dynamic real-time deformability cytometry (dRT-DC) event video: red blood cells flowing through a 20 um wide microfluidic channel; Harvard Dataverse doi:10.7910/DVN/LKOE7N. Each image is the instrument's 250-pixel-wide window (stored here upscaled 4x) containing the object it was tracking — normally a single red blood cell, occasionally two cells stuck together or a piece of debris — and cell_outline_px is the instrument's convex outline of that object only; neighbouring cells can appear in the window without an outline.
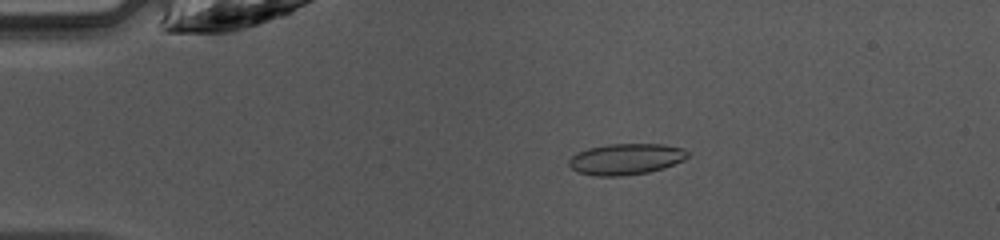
{"species": "common noctule bat (a hibernating species)", "species_latin": "Nyctalus noctula", "temperature_condition": "warm", "stored_images_in_passage": 48, "camera_frame_rate_fps": 3000, "um_per_image_px": 0.085, "animal": {"sex": "female", "body_mass_g": 10.0, "forearm_length_mm": 53.1}, "frame": {"image": 1, "passage_image": 10, "time_ms": 3.0, "image_size_px": [1000, 240], "cell_outline_px": [[688, 156], [684, 160], [664, 168], [648, 172], [624, 176], [596, 176], [580, 172], [572, 168], [568, 164], [568, 160], [576, 152], [588, 148], [608, 144], [664, 144], [684, 148], [688, 152]], "centroid_in_image_um": [53.21, 13.52], "position_along_channel_um": 31.8, "area_um2": 21.62}}
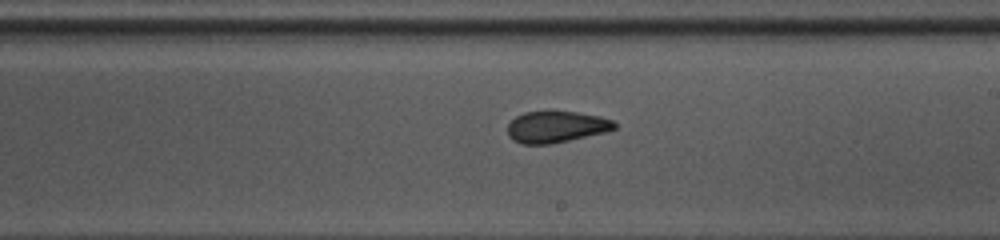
{"frame": {"image": 2, "passage_image": 28, "time_ms": 9.0, "image_size_px": [1000, 240], "cell_outline_px": [[616, 128], [608, 132], [552, 144], [520, 144], [512, 140], [508, 136], [508, 124], [516, 116], [524, 112], [548, 108], [552, 108], [600, 116], [612, 120], [616, 124]], "centroid_in_image_um": [47.26, 10.75], "position_along_channel_um": 241.7, "area_um2": 20.52}}
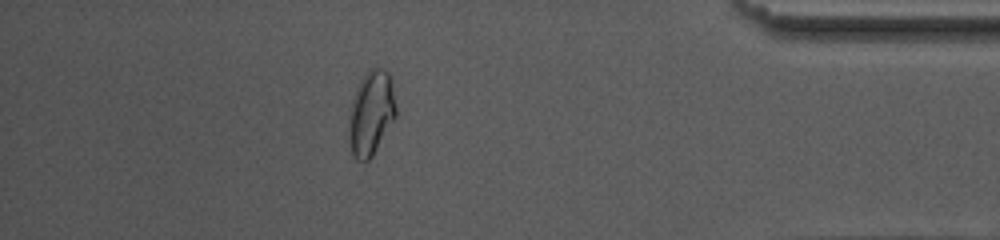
{"frame": {"image": 3, "passage_image": 42, "time_ms": 13.667, "image_size_px": [1000, 240], "cell_outline_px": [[396, 116], [372, 156], [364, 164], [356, 160], [352, 156], [348, 120], [348, 116], [352, 100], [356, 88], [360, 80], [372, 64], [384, 68], [388, 72], [392, 80], [396, 108]], "centroid_in_image_um": [31.54, 9.57], "position_along_channel_um": 403.7, "area_um2": 23.58}, "authors_computed_cell_mechanics": {"area_um2": 20.8369, "velocity_mm_per_s": 4.2307, "shape_relaxation_time_tau1_ms": 5.2799, "shape_relaxation_time_tau2_ms": 1.6294, "deformation_change_tau1": 0.1373, "deformation_change_tau2": 0.0711}}